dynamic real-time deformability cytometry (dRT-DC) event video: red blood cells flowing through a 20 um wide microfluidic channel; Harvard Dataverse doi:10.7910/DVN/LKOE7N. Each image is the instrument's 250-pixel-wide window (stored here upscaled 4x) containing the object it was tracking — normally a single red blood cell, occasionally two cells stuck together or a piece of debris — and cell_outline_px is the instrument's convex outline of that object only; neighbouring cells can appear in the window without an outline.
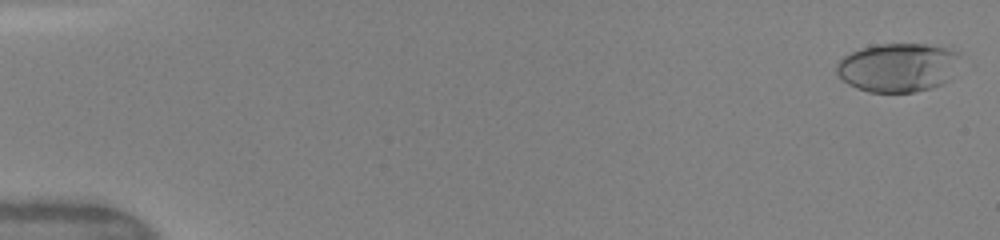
{"species": "human", "species_latin": "Homo sapiens", "temperature_condition": "warm", "stored_images_in_passage": 12, "camera_frame_rate_fps": 3000, "um_per_image_px": 0.085, "donor": {"sex": "female"}, "frame": {"image": 1, "passage_image": 1, "time_ms": 0.0, "image_size_px": [1000, 240], "cell_outline_px": [[960, 56], [948, 80], [944, 84], [932, 88], [916, 92], [868, 92], [856, 88], [848, 84], [836, 72], [836, 64], [844, 56], [860, 48], [880, 44], [952, 44], [960, 52]], "centroid_in_image_um": [76.39, 5.71], "position_along_channel_um": 8.6, "area_um2": 35.78}}
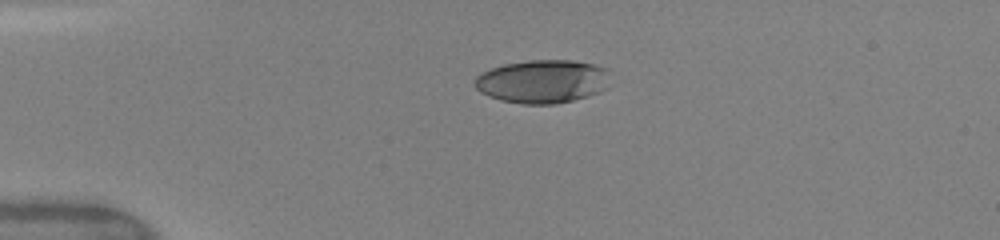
{"frame": {"image": 2, "passage_image": 7, "time_ms": 3.667, "image_size_px": [1000, 240], "cell_outline_px": [[612, 72], [608, 88], [600, 92], [588, 96], [556, 104], [520, 104], [500, 100], [488, 96], [480, 92], [472, 84], [476, 76], [492, 68], [504, 64], [532, 60], [572, 60], [592, 64], [608, 68]], "centroid_in_image_um": [46.16, 6.92], "position_along_channel_um": 38.8, "area_um2": 34.74}}